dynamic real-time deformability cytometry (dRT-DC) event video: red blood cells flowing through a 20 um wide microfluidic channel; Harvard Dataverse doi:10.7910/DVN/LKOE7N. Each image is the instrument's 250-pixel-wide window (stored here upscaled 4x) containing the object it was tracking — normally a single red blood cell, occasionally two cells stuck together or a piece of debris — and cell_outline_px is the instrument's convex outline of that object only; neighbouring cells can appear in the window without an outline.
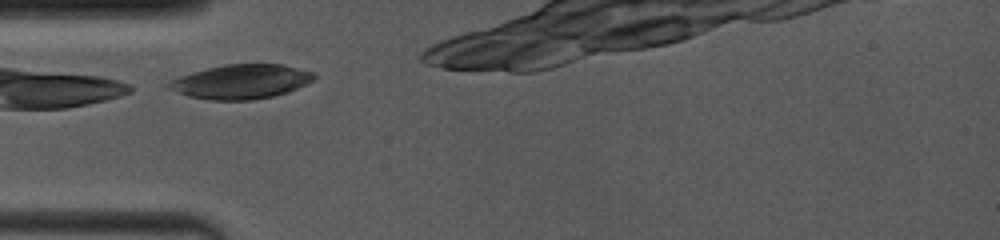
{"species": "common noctule bat (a hibernating species)", "species_latin": "Nyctalus noctula", "temperature_condition": "room temperature", "stored_images_in_passage": 11, "camera_frame_rate_fps": 4000, "um_per_image_px": 0.085, "animal": {"sex": "female", "body_mass_g": 19.0, "forearm_length_mm": 53.3}, "frame": {"image": 1, "passage_image": 1, "time_ms": 0.0, "image_size_px": [1000, 240], "cell_outline_px": [[316, 76], [308, 84], [288, 92], [272, 96], [252, 100], [212, 100], [188, 96], [164, 88], [164, 84], [180, 76], [192, 72], [224, 64], [284, 64], [316, 72]], "centroid_in_image_um": [20.5, 6.94], "position_along_channel_um": 64.5, "area_um2": 29.36}}
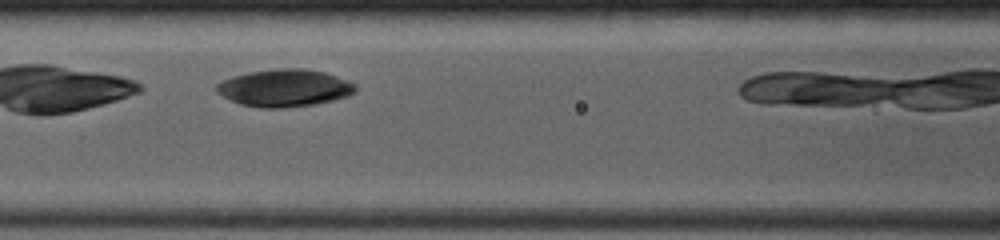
{"frame": {"image": 2, "passage_image": 7, "time_ms": 2.0, "image_size_px": [1000, 240], "cell_outline_px": [[356, 92], [332, 100], [316, 104], [284, 108], [260, 108], [240, 104], [216, 92], [216, 84], [224, 80], [248, 72], [280, 68], [300, 68], [324, 72], [336, 76], [356, 84]], "centroid_in_image_um": [24.18, 7.48], "position_along_channel_um": 142.4, "area_um2": 29.94}}
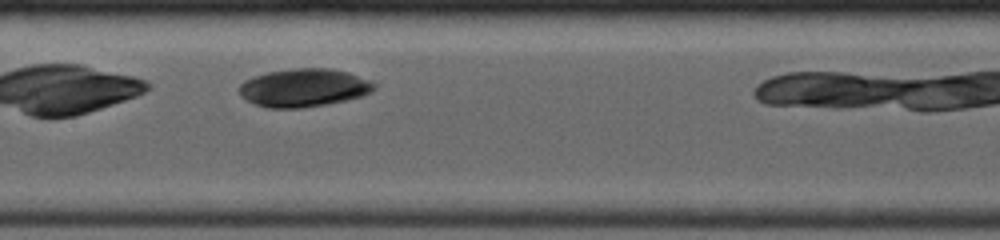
{"frame": {"image": 3, "passage_image": 11, "time_ms": 3.0, "image_size_px": [1000, 240], "cell_outline_px": [[376, 88], [372, 92], [360, 96], [328, 104], [300, 108], [268, 108], [256, 104], [240, 96], [240, 84], [244, 80], [252, 76], [268, 72], [292, 68], [328, 68], [348, 72], [368, 80], [376, 84]], "centroid_in_image_um": [25.81, 7.45], "position_along_channel_um": 181.6, "area_um2": 29.94}}